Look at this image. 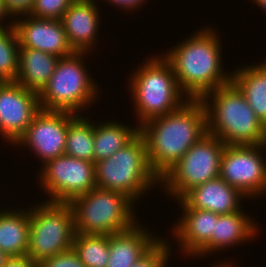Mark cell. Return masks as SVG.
Instances as JSON below:
<instances>
[{
	"label": "cell",
	"instance_id": "6da1fadb",
	"mask_svg": "<svg viewBox=\"0 0 266 267\" xmlns=\"http://www.w3.org/2000/svg\"><path fill=\"white\" fill-rule=\"evenodd\" d=\"M146 142L151 170L161 179L206 133L207 115L200 99H189L178 110L139 127Z\"/></svg>",
	"mask_w": 266,
	"mask_h": 267
},
{
	"label": "cell",
	"instance_id": "7a4b0ae2",
	"mask_svg": "<svg viewBox=\"0 0 266 267\" xmlns=\"http://www.w3.org/2000/svg\"><path fill=\"white\" fill-rule=\"evenodd\" d=\"M212 28L192 32L185 41H179L162 53L171 63L179 87L189 99H201L206 93L231 82L232 72H226L222 63L223 42L217 29Z\"/></svg>",
	"mask_w": 266,
	"mask_h": 267
},
{
	"label": "cell",
	"instance_id": "3957f363",
	"mask_svg": "<svg viewBox=\"0 0 266 267\" xmlns=\"http://www.w3.org/2000/svg\"><path fill=\"white\" fill-rule=\"evenodd\" d=\"M206 109L208 133L226 145L266 144V126L231 81L200 99Z\"/></svg>",
	"mask_w": 266,
	"mask_h": 267
},
{
	"label": "cell",
	"instance_id": "277c9868",
	"mask_svg": "<svg viewBox=\"0 0 266 267\" xmlns=\"http://www.w3.org/2000/svg\"><path fill=\"white\" fill-rule=\"evenodd\" d=\"M151 57L136 67L128 84L139 127L178 110L189 100L179 87L171 63L162 54Z\"/></svg>",
	"mask_w": 266,
	"mask_h": 267
},
{
	"label": "cell",
	"instance_id": "5b68a950",
	"mask_svg": "<svg viewBox=\"0 0 266 267\" xmlns=\"http://www.w3.org/2000/svg\"><path fill=\"white\" fill-rule=\"evenodd\" d=\"M135 202L125 193L95 187L68 202L78 234L111 235L132 228ZM135 211V212H134Z\"/></svg>",
	"mask_w": 266,
	"mask_h": 267
},
{
	"label": "cell",
	"instance_id": "8992f818",
	"mask_svg": "<svg viewBox=\"0 0 266 267\" xmlns=\"http://www.w3.org/2000/svg\"><path fill=\"white\" fill-rule=\"evenodd\" d=\"M95 180L96 187L125 193L135 203L160 185L149 165L146 142L140 133L111 157L95 163Z\"/></svg>",
	"mask_w": 266,
	"mask_h": 267
},
{
	"label": "cell",
	"instance_id": "52a82bcc",
	"mask_svg": "<svg viewBox=\"0 0 266 267\" xmlns=\"http://www.w3.org/2000/svg\"><path fill=\"white\" fill-rule=\"evenodd\" d=\"M87 54L89 52L75 51L59 59L55 72L38 94L41 109L80 114L81 110L92 108L100 95V87L83 62Z\"/></svg>",
	"mask_w": 266,
	"mask_h": 267
},
{
	"label": "cell",
	"instance_id": "ba28073f",
	"mask_svg": "<svg viewBox=\"0 0 266 267\" xmlns=\"http://www.w3.org/2000/svg\"><path fill=\"white\" fill-rule=\"evenodd\" d=\"M36 205L30 207V237L26 255L34 263H40L72 249L76 232L68 203L44 201Z\"/></svg>",
	"mask_w": 266,
	"mask_h": 267
},
{
	"label": "cell",
	"instance_id": "9c48e42d",
	"mask_svg": "<svg viewBox=\"0 0 266 267\" xmlns=\"http://www.w3.org/2000/svg\"><path fill=\"white\" fill-rule=\"evenodd\" d=\"M225 146L219 138L206 133L160 179V188L179 200L192 188L219 177Z\"/></svg>",
	"mask_w": 266,
	"mask_h": 267
},
{
	"label": "cell",
	"instance_id": "30bf717a",
	"mask_svg": "<svg viewBox=\"0 0 266 267\" xmlns=\"http://www.w3.org/2000/svg\"><path fill=\"white\" fill-rule=\"evenodd\" d=\"M37 176L48 202L68 203L96 187L95 164L66 154L49 160Z\"/></svg>",
	"mask_w": 266,
	"mask_h": 267
},
{
	"label": "cell",
	"instance_id": "8fae6325",
	"mask_svg": "<svg viewBox=\"0 0 266 267\" xmlns=\"http://www.w3.org/2000/svg\"><path fill=\"white\" fill-rule=\"evenodd\" d=\"M266 144L226 145L222 152L219 176L245 197L266 194Z\"/></svg>",
	"mask_w": 266,
	"mask_h": 267
},
{
	"label": "cell",
	"instance_id": "7c38bea8",
	"mask_svg": "<svg viewBox=\"0 0 266 267\" xmlns=\"http://www.w3.org/2000/svg\"><path fill=\"white\" fill-rule=\"evenodd\" d=\"M76 115L68 111L41 109L14 146L29 147L42 161L41 165L64 155L68 125Z\"/></svg>",
	"mask_w": 266,
	"mask_h": 267
},
{
	"label": "cell",
	"instance_id": "4fadbf2b",
	"mask_svg": "<svg viewBox=\"0 0 266 267\" xmlns=\"http://www.w3.org/2000/svg\"><path fill=\"white\" fill-rule=\"evenodd\" d=\"M41 110L38 93L15 81L0 86V136L14 145Z\"/></svg>",
	"mask_w": 266,
	"mask_h": 267
},
{
	"label": "cell",
	"instance_id": "5bb4252c",
	"mask_svg": "<svg viewBox=\"0 0 266 267\" xmlns=\"http://www.w3.org/2000/svg\"><path fill=\"white\" fill-rule=\"evenodd\" d=\"M17 18L13 20V25L20 47L41 50L59 58L75 52L67 40L61 20L38 19L29 15Z\"/></svg>",
	"mask_w": 266,
	"mask_h": 267
},
{
	"label": "cell",
	"instance_id": "9a60e30c",
	"mask_svg": "<svg viewBox=\"0 0 266 267\" xmlns=\"http://www.w3.org/2000/svg\"><path fill=\"white\" fill-rule=\"evenodd\" d=\"M96 0H74L61 22L70 46L76 52H90L96 45L101 23ZM97 37V38H96Z\"/></svg>",
	"mask_w": 266,
	"mask_h": 267
},
{
	"label": "cell",
	"instance_id": "2e32d148",
	"mask_svg": "<svg viewBox=\"0 0 266 267\" xmlns=\"http://www.w3.org/2000/svg\"><path fill=\"white\" fill-rule=\"evenodd\" d=\"M177 202L182 208V216L172 226V237L176 239L179 251L192 258L210 241L220 214L190 208L182 199Z\"/></svg>",
	"mask_w": 266,
	"mask_h": 267
},
{
	"label": "cell",
	"instance_id": "e0dca14e",
	"mask_svg": "<svg viewBox=\"0 0 266 267\" xmlns=\"http://www.w3.org/2000/svg\"><path fill=\"white\" fill-rule=\"evenodd\" d=\"M181 199L190 208L224 215L241 211L242 200L247 197L219 176L192 188Z\"/></svg>",
	"mask_w": 266,
	"mask_h": 267
},
{
	"label": "cell",
	"instance_id": "ac0fdd59",
	"mask_svg": "<svg viewBox=\"0 0 266 267\" xmlns=\"http://www.w3.org/2000/svg\"><path fill=\"white\" fill-rule=\"evenodd\" d=\"M219 215L210 241L194 256L207 257L218 250L235 247L258 236V223L245 211ZM252 219H251V218ZM257 234V235H256ZM213 252V253H212ZM204 255V256H203Z\"/></svg>",
	"mask_w": 266,
	"mask_h": 267
},
{
	"label": "cell",
	"instance_id": "d6986e66",
	"mask_svg": "<svg viewBox=\"0 0 266 267\" xmlns=\"http://www.w3.org/2000/svg\"><path fill=\"white\" fill-rule=\"evenodd\" d=\"M140 224L109 235L110 256L106 267H132L160 239Z\"/></svg>",
	"mask_w": 266,
	"mask_h": 267
},
{
	"label": "cell",
	"instance_id": "ffe728a7",
	"mask_svg": "<svg viewBox=\"0 0 266 267\" xmlns=\"http://www.w3.org/2000/svg\"><path fill=\"white\" fill-rule=\"evenodd\" d=\"M59 59L41 50L20 47L19 70L15 82L39 94L55 72Z\"/></svg>",
	"mask_w": 266,
	"mask_h": 267
},
{
	"label": "cell",
	"instance_id": "44dd1931",
	"mask_svg": "<svg viewBox=\"0 0 266 267\" xmlns=\"http://www.w3.org/2000/svg\"><path fill=\"white\" fill-rule=\"evenodd\" d=\"M29 237L30 207L0 209V250L4 254L8 257L26 256Z\"/></svg>",
	"mask_w": 266,
	"mask_h": 267
},
{
	"label": "cell",
	"instance_id": "7402d4cb",
	"mask_svg": "<svg viewBox=\"0 0 266 267\" xmlns=\"http://www.w3.org/2000/svg\"><path fill=\"white\" fill-rule=\"evenodd\" d=\"M231 81L238 87L257 118L266 126V60L236 68Z\"/></svg>",
	"mask_w": 266,
	"mask_h": 267
},
{
	"label": "cell",
	"instance_id": "603a6c76",
	"mask_svg": "<svg viewBox=\"0 0 266 267\" xmlns=\"http://www.w3.org/2000/svg\"><path fill=\"white\" fill-rule=\"evenodd\" d=\"M139 134V126H128L116 120L94 121V164L111 157Z\"/></svg>",
	"mask_w": 266,
	"mask_h": 267
},
{
	"label": "cell",
	"instance_id": "cb8c5ba5",
	"mask_svg": "<svg viewBox=\"0 0 266 267\" xmlns=\"http://www.w3.org/2000/svg\"><path fill=\"white\" fill-rule=\"evenodd\" d=\"M77 114L68 125L65 154L94 162V122Z\"/></svg>",
	"mask_w": 266,
	"mask_h": 267
},
{
	"label": "cell",
	"instance_id": "d4e9b609",
	"mask_svg": "<svg viewBox=\"0 0 266 267\" xmlns=\"http://www.w3.org/2000/svg\"><path fill=\"white\" fill-rule=\"evenodd\" d=\"M72 249L86 267H106L109 261V235L78 234Z\"/></svg>",
	"mask_w": 266,
	"mask_h": 267
},
{
	"label": "cell",
	"instance_id": "484cf974",
	"mask_svg": "<svg viewBox=\"0 0 266 267\" xmlns=\"http://www.w3.org/2000/svg\"><path fill=\"white\" fill-rule=\"evenodd\" d=\"M19 40L14 25L0 28V77L16 81L19 70Z\"/></svg>",
	"mask_w": 266,
	"mask_h": 267
},
{
	"label": "cell",
	"instance_id": "4316f807",
	"mask_svg": "<svg viewBox=\"0 0 266 267\" xmlns=\"http://www.w3.org/2000/svg\"><path fill=\"white\" fill-rule=\"evenodd\" d=\"M167 242L160 238L132 267H167L173 248Z\"/></svg>",
	"mask_w": 266,
	"mask_h": 267
},
{
	"label": "cell",
	"instance_id": "83f0119b",
	"mask_svg": "<svg viewBox=\"0 0 266 267\" xmlns=\"http://www.w3.org/2000/svg\"><path fill=\"white\" fill-rule=\"evenodd\" d=\"M74 0H35L29 16L38 19L61 20L64 12Z\"/></svg>",
	"mask_w": 266,
	"mask_h": 267
},
{
	"label": "cell",
	"instance_id": "f1b7e54d",
	"mask_svg": "<svg viewBox=\"0 0 266 267\" xmlns=\"http://www.w3.org/2000/svg\"><path fill=\"white\" fill-rule=\"evenodd\" d=\"M41 267H86L73 249L42 260Z\"/></svg>",
	"mask_w": 266,
	"mask_h": 267
},
{
	"label": "cell",
	"instance_id": "f546056e",
	"mask_svg": "<svg viewBox=\"0 0 266 267\" xmlns=\"http://www.w3.org/2000/svg\"><path fill=\"white\" fill-rule=\"evenodd\" d=\"M34 2L35 0H3L4 7L13 20L20 16L29 15Z\"/></svg>",
	"mask_w": 266,
	"mask_h": 267
},
{
	"label": "cell",
	"instance_id": "4dcf8cb0",
	"mask_svg": "<svg viewBox=\"0 0 266 267\" xmlns=\"http://www.w3.org/2000/svg\"><path fill=\"white\" fill-rule=\"evenodd\" d=\"M104 1H107L108 4L110 3L112 5L117 6V8L122 9V11L124 9V11L134 12L149 0H104Z\"/></svg>",
	"mask_w": 266,
	"mask_h": 267
},
{
	"label": "cell",
	"instance_id": "1f68e13d",
	"mask_svg": "<svg viewBox=\"0 0 266 267\" xmlns=\"http://www.w3.org/2000/svg\"><path fill=\"white\" fill-rule=\"evenodd\" d=\"M35 263L26 256L8 257L2 267H32Z\"/></svg>",
	"mask_w": 266,
	"mask_h": 267
},
{
	"label": "cell",
	"instance_id": "d6a6232c",
	"mask_svg": "<svg viewBox=\"0 0 266 267\" xmlns=\"http://www.w3.org/2000/svg\"><path fill=\"white\" fill-rule=\"evenodd\" d=\"M6 17L7 18L9 17V19H12L4 7L3 0H0V28H5V27H9L13 25V20H10L8 24L6 23V25H4L5 23L3 21L4 20L6 21L7 19Z\"/></svg>",
	"mask_w": 266,
	"mask_h": 267
},
{
	"label": "cell",
	"instance_id": "836d02e7",
	"mask_svg": "<svg viewBox=\"0 0 266 267\" xmlns=\"http://www.w3.org/2000/svg\"><path fill=\"white\" fill-rule=\"evenodd\" d=\"M213 267H237V265L234 266L233 261L232 262L231 261L227 262V260H226V262H225V260H224V262L221 261V263L219 262L217 265L213 264Z\"/></svg>",
	"mask_w": 266,
	"mask_h": 267
},
{
	"label": "cell",
	"instance_id": "e575fe53",
	"mask_svg": "<svg viewBox=\"0 0 266 267\" xmlns=\"http://www.w3.org/2000/svg\"><path fill=\"white\" fill-rule=\"evenodd\" d=\"M254 3V5H258L257 7L263 9L266 13V0H250Z\"/></svg>",
	"mask_w": 266,
	"mask_h": 267
},
{
	"label": "cell",
	"instance_id": "d590c367",
	"mask_svg": "<svg viewBox=\"0 0 266 267\" xmlns=\"http://www.w3.org/2000/svg\"><path fill=\"white\" fill-rule=\"evenodd\" d=\"M8 256L0 250V267H2L7 260Z\"/></svg>",
	"mask_w": 266,
	"mask_h": 267
},
{
	"label": "cell",
	"instance_id": "8d00e7d4",
	"mask_svg": "<svg viewBox=\"0 0 266 267\" xmlns=\"http://www.w3.org/2000/svg\"><path fill=\"white\" fill-rule=\"evenodd\" d=\"M32 267H41L39 263H35Z\"/></svg>",
	"mask_w": 266,
	"mask_h": 267
},
{
	"label": "cell",
	"instance_id": "74e56055",
	"mask_svg": "<svg viewBox=\"0 0 266 267\" xmlns=\"http://www.w3.org/2000/svg\"><path fill=\"white\" fill-rule=\"evenodd\" d=\"M5 81L0 77V86L4 83Z\"/></svg>",
	"mask_w": 266,
	"mask_h": 267
}]
</instances>
